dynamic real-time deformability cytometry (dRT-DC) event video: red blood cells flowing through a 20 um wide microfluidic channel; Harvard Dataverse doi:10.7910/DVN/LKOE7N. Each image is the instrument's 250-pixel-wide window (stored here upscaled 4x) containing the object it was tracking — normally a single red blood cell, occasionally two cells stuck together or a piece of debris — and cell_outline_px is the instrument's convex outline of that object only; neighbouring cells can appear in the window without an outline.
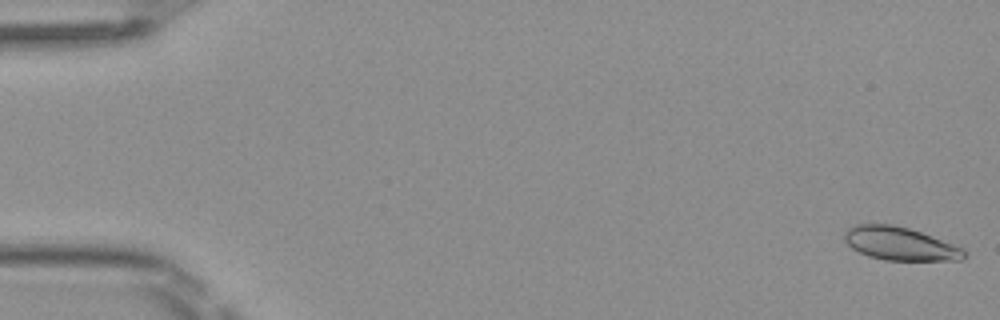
{"species": "Egyptian fruit bat (a non-hibernating species)", "species_latin": "Rousettus aegyptiacus", "temperature_condition": "room temperature", "stored_images_in_passage": 50, "camera_frame_rate_fps": 3000, "um_per_image_px": 0.085, "frame": {"image": 1, "passage_image": 1, "time_ms": 0.0, "image_size_px": [1000, 320], "cell_outline_px": [[968, 256], [960, 260], [884, 260], [868, 256], [852, 248], [844, 240], [844, 232], [848, 228], [856, 224], [892, 224], [908, 228], [920, 232], [964, 248], [968, 252]], "centroid_in_image_um": [76.51, 20.72], "position_along_channel_um": 8.5, "area_um2": 23.18}}
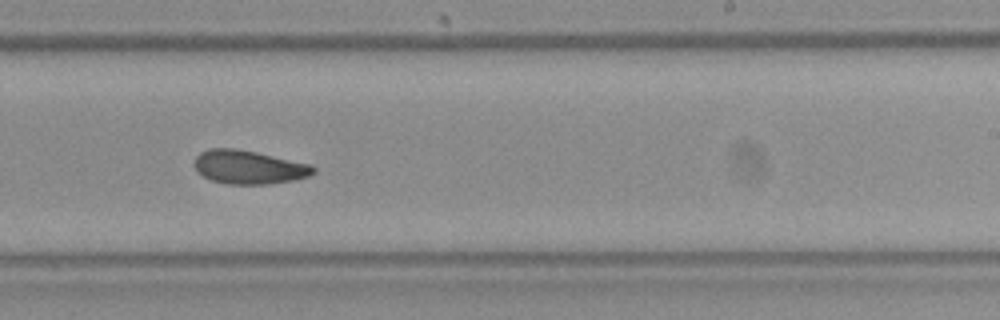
{"frame": {"image": 2, "passage_image": 31, "time_ms": 10.0, "image_size_px": [1000, 320], "cell_outline_px": [[316, 172], [308, 176], [296, 180], [268, 184], [228, 184], [212, 180], [196, 172], [192, 164], [196, 156], [200, 152], [208, 148], [236, 148], [256, 152], [312, 164], [316, 168]], "centroid_in_image_um": [21.14, 14.2], "position_along_channel_um": 267.9, "area_um2": 23.64}}
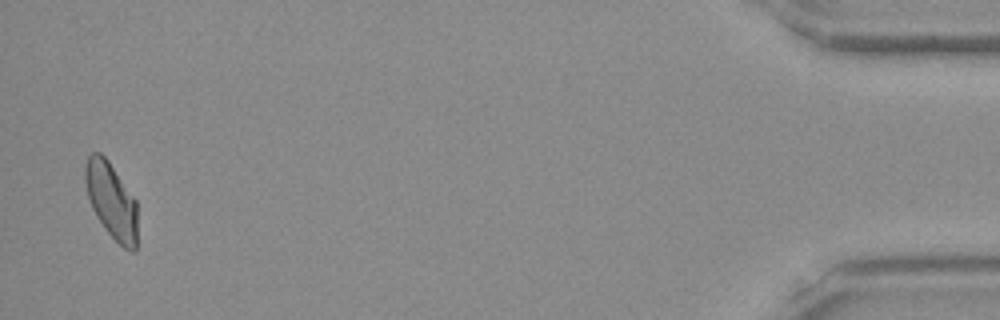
{"frame": {"image": 3, "passage_image": 49, "time_ms": 16.0, "image_size_px": [1000, 320], "cell_outline_px": [[136, 252], [132, 252], [124, 248], [104, 228], [96, 216], [92, 208], [88, 196], [84, 180], [84, 168], [88, 156], [92, 152], [100, 152], [108, 160], [136, 200]], "centroid_in_image_um": [9.45, 17.03], "position_along_channel_um": 425.7, "area_um2": 23.0}, "authors_computed_cell_mechanics": {"area_um2": 23.4379, "velocity_mm_per_s": 4.0689, "shape_relaxation_time_tau1_ms": 6.2029, "shape_relaxation_time_tau2_ms": 4.0953, "deformation_change_tau1": 0.1715, "deformation_change_tau2": 0.105}}